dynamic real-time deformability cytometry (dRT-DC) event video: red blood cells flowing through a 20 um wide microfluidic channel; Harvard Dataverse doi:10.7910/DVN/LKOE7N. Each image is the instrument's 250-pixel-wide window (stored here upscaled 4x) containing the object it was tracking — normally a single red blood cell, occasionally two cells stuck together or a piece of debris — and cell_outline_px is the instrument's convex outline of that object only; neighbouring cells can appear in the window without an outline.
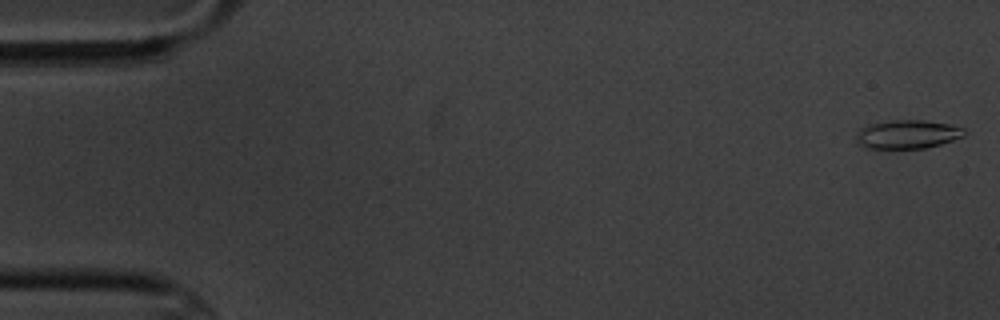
{"species": "common noctule bat (a hibernating species)", "species_latin": "Nyctalus noctula", "temperature_condition": "cold", "stored_images_in_passage": 6, "camera_frame_rate_fps": 3000, "um_per_image_px": 0.085, "animal": {"sex": "male", "body_mass_g": 20.1, "forearm_length_mm": 53.5}, "frame": {"image": 1, "passage_image": 1, "time_ms": 0.0, "image_size_px": [1000, 320], "cell_outline_px": [[968, 132], [964, 136], [940, 144], [924, 148], [864, 148], [856, 140], [856, 136], [860, 128], [872, 124], [892, 120], [924, 120], [952, 124], [964, 128]], "centroid_in_image_um": [77.18, 11.41], "position_along_channel_um": 7.8, "area_um2": 18.03}}
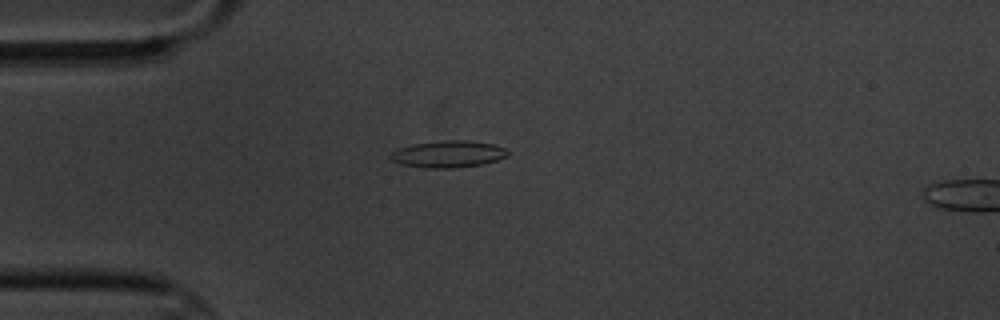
{"frame": {"image": 2, "passage_image": 5, "time_ms": 4.667, "image_size_px": [1000, 320], "cell_outline_px": [[508, 156], [496, 160], [480, 164], [452, 168], [428, 168], [400, 164], [392, 160], [388, 156], [392, 152], [400, 148], [416, 144], [444, 140], [468, 140], [492, 144], [508, 148]], "centroid_in_image_um": [38.12, 13.09], "position_along_channel_um": 46.9, "area_um2": 18.15}}